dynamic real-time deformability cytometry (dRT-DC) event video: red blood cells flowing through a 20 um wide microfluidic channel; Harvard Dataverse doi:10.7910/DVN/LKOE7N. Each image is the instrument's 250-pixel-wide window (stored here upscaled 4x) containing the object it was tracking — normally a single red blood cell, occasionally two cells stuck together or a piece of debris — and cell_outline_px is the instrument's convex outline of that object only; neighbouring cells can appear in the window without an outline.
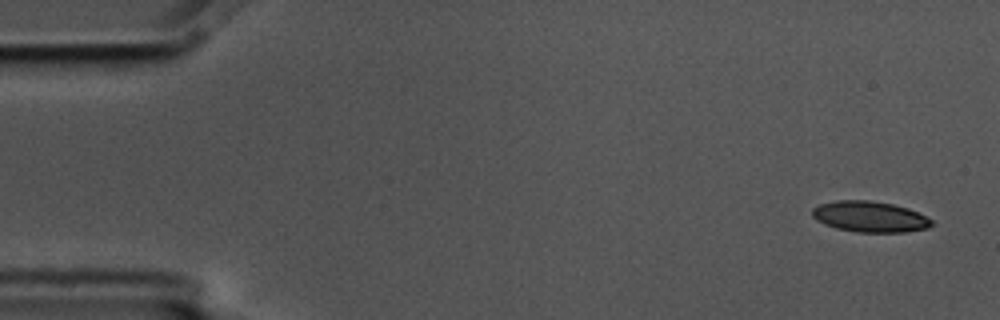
{"species": "common noctule bat (a hibernating species)", "species_latin": "Nyctalus noctula", "temperature_condition": "cold", "stored_images_in_passage": 5, "camera_frame_rate_fps": 3000, "um_per_image_px": 0.085, "animal": {"sex": "male", "body_mass_g": 17.5, "forearm_length_mm": 52.3}, "frame": {"image": 1, "passage_image": 1, "time_ms": 0.0, "image_size_px": [1000, 320], "cell_outline_px": [[936, 224], [928, 228], [904, 232], [856, 232], [836, 228], [824, 224], [816, 220], [812, 216], [812, 208], [820, 204], [836, 200], [868, 200], [892, 204], [908, 208], [932, 220]], "centroid_in_image_um": [73.92, 18.42], "position_along_channel_um": 11.1, "area_um2": 21.5}}
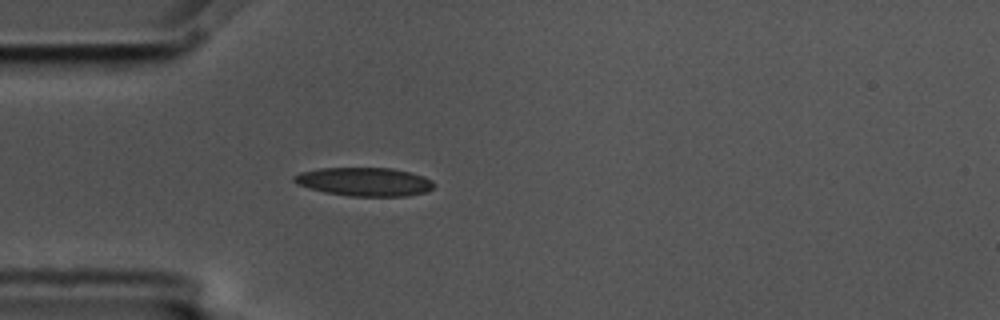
{"frame": {"image": 2, "passage_image": 5, "time_ms": 1.333, "image_size_px": [1000, 320], "cell_outline_px": [[436, 184], [432, 188], [424, 192], [408, 196], [348, 196], [324, 192], [308, 188], [296, 184], [292, 180], [292, 176], [300, 172], [320, 168], [392, 168], [424, 176], [432, 180]], "centroid_in_image_um": [30.95, 15.45], "position_along_channel_um": 54.1, "area_um2": 23.41}}